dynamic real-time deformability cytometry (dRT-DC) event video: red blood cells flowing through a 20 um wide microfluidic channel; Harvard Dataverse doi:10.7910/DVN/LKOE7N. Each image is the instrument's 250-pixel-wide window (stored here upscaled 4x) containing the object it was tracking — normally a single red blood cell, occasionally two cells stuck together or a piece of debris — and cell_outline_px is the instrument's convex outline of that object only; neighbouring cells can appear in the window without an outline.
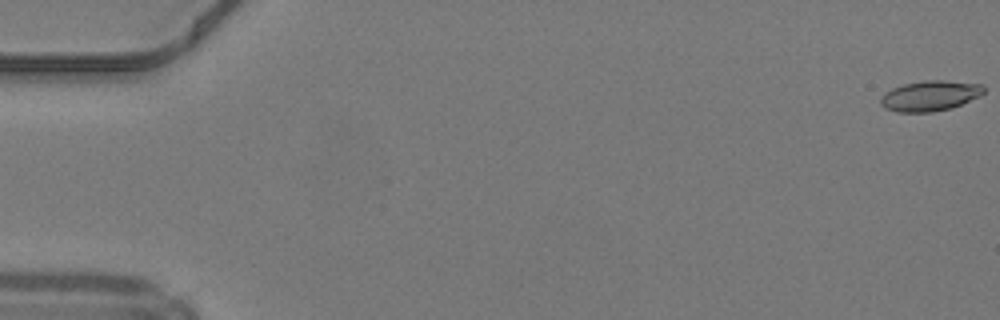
{"species": "common noctule bat (a hibernating species)", "species_latin": "Nyctalus noctula", "temperature_condition": "warm", "stored_images_in_passage": 50, "camera_frame_rate_fps": 3000, "um_per_image_px": 0.085, "animal": {"sex": "male", "body_mass_g": 19.2, "forearm_length_mm": 51.8}, "frame": {"image": 1, "passage_image": 1, "time_ms": 0.0, "image_size_px": [1000, 320], "cell_outline_px": [[984, 92], [980, 96], [952, 108], [932, 112], [896, 112], [884, 108], [880, 104], [880, 96], [884, 92], [892, 88], [904, 84], [924, 80], [944, 80], [984, 84]], "centroid_in_image_um": [79.03, 8.14], "position_along_channel_um": 6.0, "area_um2": 18.5}}
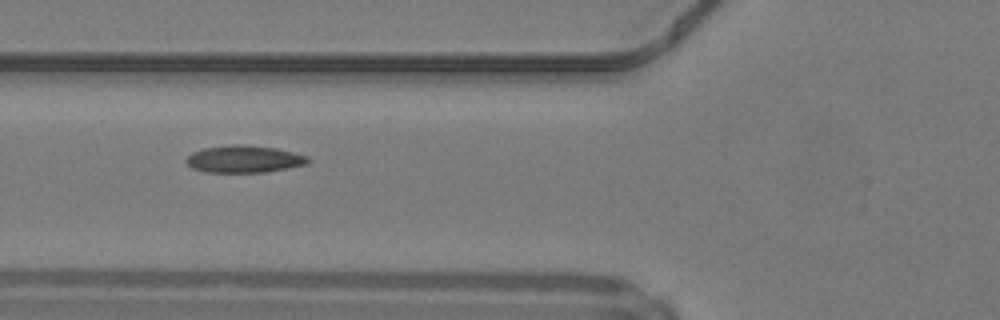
{"frame": {"image": 2, "passage_image": 20, "time_ms": 6.333, "image_size_px": [1000, 320], "cell_outline_px": [[312, 160], [308, 164], [288, 168], [264, 172], [204, 172], [192, 168], [184, 160], [192, 152], [204, 148], [232, 144], [240, 144], [276, 148], [308, 156]], "centroid_in_image_um": [20.76, 13.52], "position_along_channel_um": 105.0, "area_um2": 19.36}}
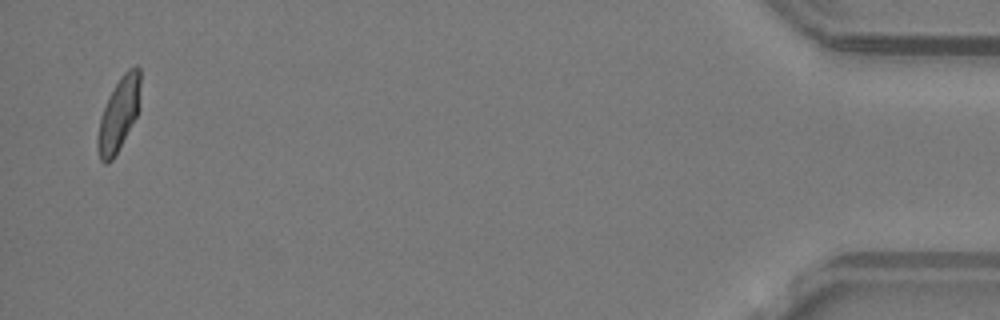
{"frame": {"image": 3, "passage_image": 49, "time_ms": 16.0, "image_size_px": [1000, 320], "cell_outline_px": [[140, 108], [136, 116], [112, 160], [108, 164], [104, 164], [100, 160], [96, 148], [96, 136], [100, 116], [120, 76], [128, 68], [136, 64], [140, 68]], "centroid_in_image_um": [10.09, 9.71], "position_along_channel_um": 425.1, "area_um2": 18.32}, "authors_computed_cell_mechanics": {"area_um2": 18.5538, "velocity_mm_per_s": 4.2328, "shape_relaxation_time_tau1_ms": 11.3839, "shape_relaxation_time_tau2_ms": 1.6174, "deformation_change_tau1": 0.2821, "deformation_change_tau2": 0.078}}